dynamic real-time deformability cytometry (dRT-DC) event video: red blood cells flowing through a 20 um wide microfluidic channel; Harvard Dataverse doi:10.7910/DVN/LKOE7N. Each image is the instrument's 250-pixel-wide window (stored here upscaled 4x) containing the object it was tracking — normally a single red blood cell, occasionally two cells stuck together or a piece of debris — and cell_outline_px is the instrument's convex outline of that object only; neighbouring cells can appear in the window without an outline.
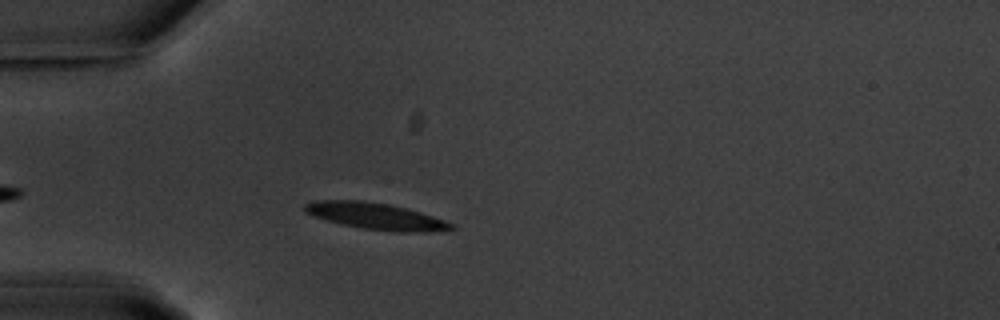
{"species": "common noctule bat (a hibernating species)", "species_latin": "Nyctalus noctula", "temperature_condition": "warm", "stored_images_in_passage": 24, "camera_frame_rate_fps": 3000, "um_per_image_px": 0.085, "animal": {"sex": "male", "body_mass_g": 20.1, "forearm_length_mm": 53.5}, "frame": {"image": 1, "passage_image": 6, "time_ms": 1.667, "image_size_px": [1000, 320], "cell_outline_px": [[456, 228], [428, 232], [396, 232], [360, 228], [340, 224], [304, 212], [304, 204], [316, 200], [360, 200], [388, 204], [408, 208], [456, 224]], "centroid_in_image_um": [31.96, 18.38], "position_along_channel_um": 53.0, "area_um2": 22.72}}
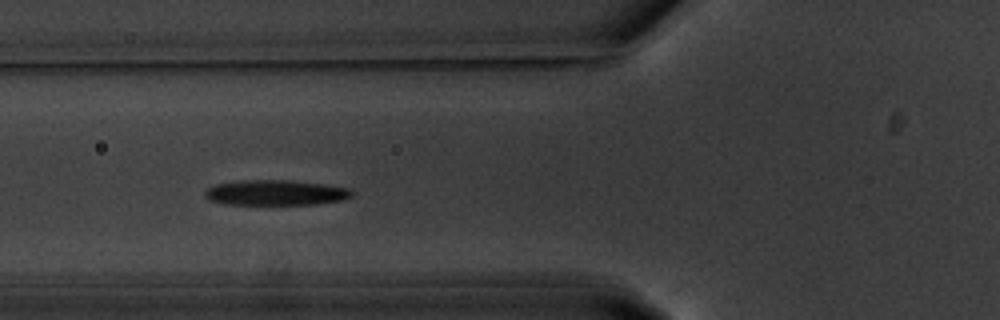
{"frame": {"image": 2, "passage_image": 11, "time_ms": 3.333, "image_size_px": [1000, 320], "cell_outline_px": [[352, 196], [344, 200], [316, 204], [224, 204], [208, 200], [204, 196], [204, 192], [208, 188], [216, 184], [240, 180], [288, 180], [324, 184], [352, 188]], "centroid_in_image_um": [23.44, 16.37], "position_along_channel_um": 102.4, "area_um2": 21.79}}
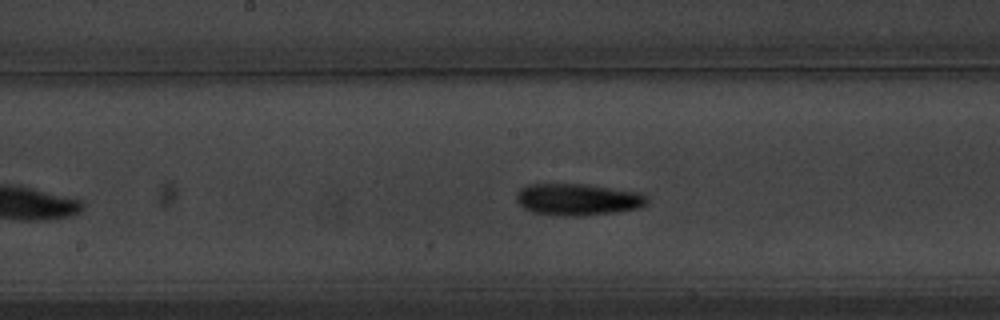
{"frame": {"image": 3, "passage_image": 19, "time_ms": 6.0, "image_size_px": [1000, 320], "cell_outline_px": [[648, 204], [640, 208], [616, 212], [580, 216], [556, 216], [532, 212], [524, 208], [516, 200], [516, 192], [520, 188], [528, 184], [584, 184], [640, 192], [648, 200]], "centroid_in_image_um": [49.09, 16.96], "position_along_channel_um": 199.1, "area_um2": 24.39}}